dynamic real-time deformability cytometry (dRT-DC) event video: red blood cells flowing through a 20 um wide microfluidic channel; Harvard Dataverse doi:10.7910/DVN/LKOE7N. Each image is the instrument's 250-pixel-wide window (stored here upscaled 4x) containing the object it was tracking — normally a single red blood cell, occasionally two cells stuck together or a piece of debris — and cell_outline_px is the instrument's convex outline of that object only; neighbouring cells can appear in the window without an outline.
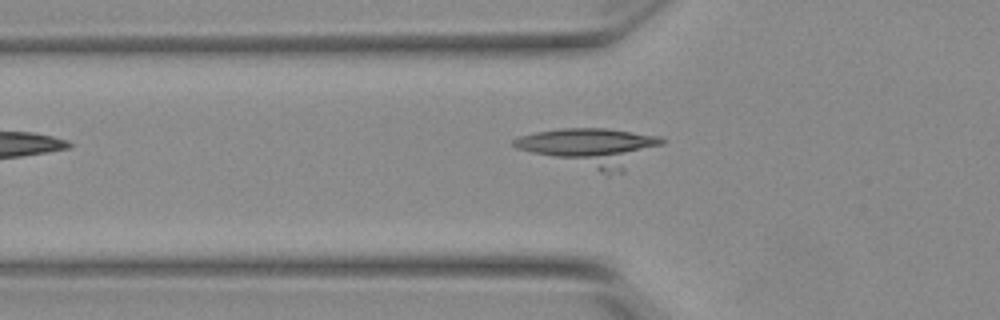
{"species": "Egyptian fruit bat (a non-hibernating species)", "species_latin": "Rousettus aegyptiacus", "temperature_condition": "warm", "stored_images_in_passage": 29, "camera_frame_rate_fps": 3000, "um_per_image_px": 0.085, "animal": {"sex": "female"}, "frame": {"image": 1, "passage_image": 5, "time_ms": 1.333, "image_size_px": [1000, 320], "cell_outline_px": [[664, 144], [624, 172], [608, 176], [516, 148], [512, 144], [512, 140], [520, 136], [536, 132], [560, 128], [608, 128], [664, 136]], "centroid_in_image_um": [50.31, 12.54], "position_along_channel_um": 75.5, "area_um2": 33.87}}
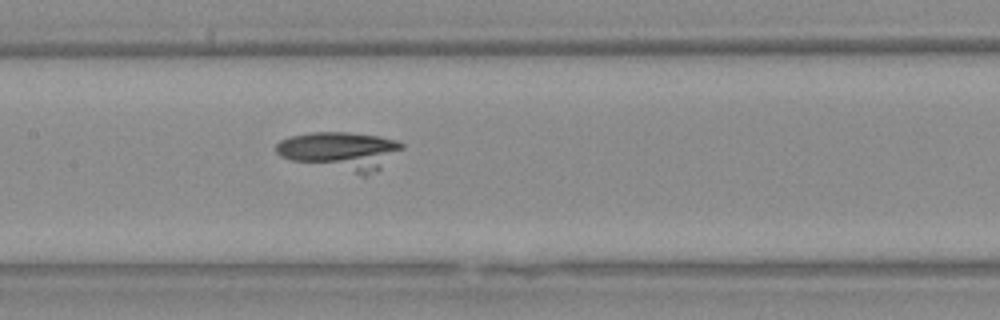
{"frame": {"image": 2, "passage_image": 13, "time_ms": 4.0, "image_size_px": [1000, 320], "cell_outline_px": [[404, 148], [380, 168], [368, 176], [364, 176], [292, 160], [280, 156], [276, 152], [276, 144], [280, 140], [292, 136], [312, 132], [348, 132], [380, 136], [396, 140], [404, 144]], "centroid_in_image_um": [28.96, 12.82], "position_along_channel_um": 178.4, "area_um2": 28.03}}
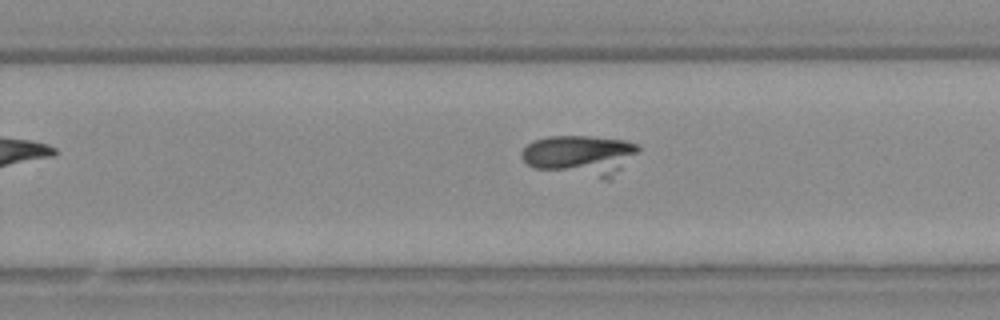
{"frame": {"image": 3, "passage_image": 21, "time_ms": 6.667, "image_size_px": [1000, 320], "cell_outline_px": [[640, 148], [612, 180], [608, 180], [532, 168], [520, 156], [520, 152], [532, 140], [548, 136], [592, 136], [624, 140], [636, 144]], "centroid_in_image_um": [49.29, 13.21], "position_along_channel_um": 280.5, "area_um2": 27.69}}